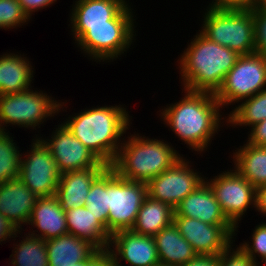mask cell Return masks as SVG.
Listing matches in <instances>:
<instances>
[{
	"mask_svg": "<svg viewBox=\"0 0 266 266\" xmlns=\"http://www.w3.org/2000/svg\"><path fill=\"white\" fill-rule=\"evenodd\" d=\"M75 266H84V261H81V262L75 264Z\"/></svg>",
	"mask_w": 266,
	"mask_h": 266,
	"instance_id": "43",
	"label": "cell"
},
{
	"mask_svg": "<svg viewBox=\"0 0 266 266\" xmlns=\"http://www.w3.org/2000/svg\"><path fill=\"white\" fill-rule=\"evenodd\" d=\"M65 215L69 234L87 240L98 250H108L111 235L85 206L71 208Z\"/></svg>",
	"mask_w": 266,
	"mask_h": 266,
	"instance_id": "22",
	"label": "cell"
},
{
	"mask_svg": "<svg viewBox=\"0 0 266 266\" xmlns=\"http://www.w3.org/2000/svg\"><path fill=\"white\" fill-rule=\"evenodd\" d=\"M266 88V57L258 53L240 55L215 94L221 107L239 103Z\"/></svg>",
	"mask_w": 266,
	"mask_h": 266,
	"instance_id": "8",
	"label": "cell"
},
{
	"mask_svg": "<svg viewBox=\"0 0 266 266\" xmlns=\"http://www.w3.org/2000/svg\"><path fill=\"white\" fill-rule=\"evenodd\" d=\"M107 251L116 266H122L119 262L121 260H125L130 266H154L160 263L154 236L140 235L132 230L112 234Z\"/></svg>",
	"mask_w": 266,
	"mask_h": 266,
	"instance_id": "15",
	"label": "cell"
},
{
	"mask_svg": "<svg viewBox=\"0 0 266 266\" xmlns=\"http://www.w3.org/2000/svg\"><path fill=\"white\" fill-rule=\"evenodd\" d=\"M250 130L247 142L255 146L266 147V119L253 125Z\"/></svg>",
	"mask_w": 266,
	"mask_h": 266,
	"instance_id": "35",
	"label": "cell"
},
{
	"mask_svg": "<svg viewBox=\"0 0 266 266\" xmlns=\"http://www.w3.org/2000/svg\"><path fill=\"white\" fill-rule=\"evenodd\" d=\"M252 243L244 242L240 246L247 252L257 266L261 264L256 257L266 258V223L262 222L255 227L252 233ZM252 244V245H251ZM257 255V256H256ZM257 259V260H256ZM258 262V263H257Z\"/></svg>",
	"mask_w": 266,
	"mask_h": 266,
	"instance_id": "32",
	"label": "cell"
},
{
	"mask_svg": "<svg viewBox=\"0 0 266 266\" xmlns=\"http://www.w3.org/2000/svg\"><path fill=\"white\" fill-rule=\"evenodd\" d=\"M133 17L131 6L128 4L109 21V25L71 26L73 40L90 59L96 62L113 61L124 54L135 40Z\"/></svg>",
	"mask_w": 266,
	"mask_h": 266,
	"instance_id": "5",
	"label": "cell"
},
{
	"mask_svg": "<svg viewBox=\"0 0 266 266\" xmlns=\"http://www.w3.org/2000/svg\"><path fill=\"white\" fill-rule=\"evenodd\" d=\"M232 244L219 254V266H257L241 246L233 249Z\"/></svg>",
	"mask_w": 266,
	"mask_h": 266,
	"instance_id": "34",
	"label": "cell"
},
{
	"mask_svg": "<svg viewBox=\"0 0 266 266\" xmlns=\"http://www.w3.org/2000/svg\"><path fill=\"white\" fill-rule=\"evenodd\" d=\"M64 103L33 89L0 95V131L6 132L9 125L36 130V126L44 123L45 119L61 112Z\"/></svg>",
	"mask_w": 266,
	"mask_h": 266,
	"instance_id": "7",
	"label": "cell"
},
{
	"mask_svg": "<svg viewBox=\"0 0 266 266\" xmlns=\"http://www.w3.org/2000/svg\"><path fill=\"white\" fill-rule=\"evenodd\" d=\"M28 224L38 229L29 234L45 241L68 233L65 211L55 196L37 199Z\"/></svg>",
	"mask_w": 266,
	"mask_h": 266,
	"instance_id": "19",
	"label": "cell"
},
{
	"mask_svg": "<svg viewBox=\"0 0 266 266\" xmlns=\"http://www.w3.org/2000/svg\"><path fill=\"white\" fill-rule=\"evenodd\" d=\"M206 182L226 218L236 228L250 205L256 208V188L235 169L224 171Z\"/></svg>",
	"mask_w": 266,
	"mask_h": 266,
	"instance_id": "11",
	"label": "cell"
},
{
	"mask_svg": "<svg viewBox=\"0 0 266 266\" xmlns=\"http://www.w3.org/2000/svg\"><path fill=\"white\" fill-rule=\"evenodd\" d=\"M154 266H168V265H166V264H162V263H159V264H156V265H154Z\"/></svg>",
	"mask_w": 266,
	"mask_h": 266,
	"instance_id": "44",
	"label": "cell"
},
{
	"mask_svg": "<svg viewBox=\"0 0 266 266\" xmlns=\"http://www.w3.org/2000/svg\"><path fill=\"white\" fill-rule=\"evenodd\" d=\"M233 154L234 169L239 174L256 189L266 185V147L246 142Z\"/></svg>",
	"mask_w": 266,
	"mask_h": 266,
	"instance_id": "25",
	"label": "cell"
},
{
	"mask_svg": "<svg viewBox=\"0 0 266 266\" xmlns=\"http://www.w3.org/2000/svg\"><path fill=\"white\" fill-rule=\"evenodd\" d=\"M30 151L21 156L19 177L38 197H52L59 185L60 172L50 149L37 137ZM29 151V152H28Z\"/></svg>",
	"mask_w": 266,
	"mask_h": 266,
	"instance_id": "10",
	"label": "cell"
},
{
	"mask_svg": "<svg viewBox=\"0 0 266 266\" xmlns=\"http://www.w3.org/2000/svg\"><path fill=\"white\" fill-rule=\"evenodd\" d=\"M20 232L21 231L18 230L13 225V223H11L5 216L0 213V243L8 240L9 238L18 237L17 233L20 234Z\"/></svg>",
	"mask_w": 266,
	"mask_h": 266,
	"instance_id": "38",
	"label": "cell"
},
{
	"mask_svg": "<svg viewBox=\"0 0 266 266\" xmlns=\"http://www.w3.org/2000/svg\"><path fill=\"white\" fill-rule=\"evenodd\" d=\"M258 212L266 216V185L256 189V208Z\"/></svg>",
	"mask_w": 266,
	"mask_h": 266,
	"instance_id": "41",
	"label": "cell"
},
{
	"mask_svg": "<svg viewBox=\"0 0 266 266\" xmlns=\"http://www.w3.org/2000/svg\"><path fill=\"white\" fill-rule=\"evenodd\" d=\"M23 12L31 19L33 12L49 7L57 0H18Z\"/></svg>",
	"mask_w": 266,
	"mask_h": 266,
	"instance_id": "37",
	"label": "cell"
},
{
	"mask_svg": "<svg viewBox=\"0 0 266 266\" xmlns=\"http://www.w3.org/2000/svg\"><path fill=\"white\" fill-rule=\"evenodd\" d=\"M49 266H75L89 259L98 249L72 234H65L46 241Z\"/></svg>",
	"mask_w": 266,
	"mask_h": 266,
	"instance_id": "21",
	"label": "cell"
},
{
	"mask_svg": "<svg viewBox=\"0 0 266 266\" xmlns=\"http://www.w3.org/2000/svg\"><path fill=\"white\" fill-rule=\"evenodd\" d=\"M121 106L119 104L85 108L63 122L67 129L107 166L113 164L123 142L120 138L131 123L126 108Z\"/></svg>",
	"mask_w": 266,
	"mask_h": 266,
	"instance_id": "2",
	"label": "cell"
},
{
	"mask_svg": "<svg viewBox=\"0 0 266 266\" xmlns=\"http://www.w3.org/2000/svg\"><path fill=\"white\" fill-rule=\"evenodd\" d=\"M173 222L197 255H219L235 242L232 239L238 231L233 224L211 225L183 216H174Z\"/></svg>",
	"mask_w": 266,
	"mask_h": 266,
	"instance_id": "13",
	"label": "cell"
},
{
	"mask_svg": "<svg viewBox=\"0 0 266 266\" xmlns=\"http://www.w3.org/2000/svg\"><path fill=\"white\" fill-rule=\"evenodd\" d=\"M108 232L131 230L147 194V184L120 177L108 166Z\"/></svg>",
	"mask_w": 266,
	"mask_h": 266,
	"instance_id": "9",
	"label": "cell"
},
{
	"mask_svg": "<svg viewBox=\"0 0 266 266\" xmlns=\"http://www.w3.org/2000/svg\"><path fill=\"white\" fill-rule=\"evenodd\" d=\"M30 19L23 12L18 0H0V29H13L28 23Z\"/></svg>",
	"mask_w": 266,
	"mask_h": 266,
	"instance_id": "31",
	"label": "cell"
},
{
	"mask_svg": "<svg viewBox=\"0 0 266 266\" xmlns=\"http://www.w3.org/2000/svg\"><path fill=\"white\" fill-rule=\"evenodd\" d=\"M24 239L16 243L12 250V266H49L46 241L31 234H25ZM10 265V266H11Z\"/></svg>",
	"mask_w": 266,
	"mask_h": 266,
	"instance_id": "28",
	"label": "cell"
},
{
	"mask_svg": "<svg viewBox=\"0 0 266 266\" xmlns=\"http://www.w3.org/2000/svg\"><path fill=\"white\" fill-rule=\"evenodd\" d=\"M38 198L20 178L0 183V213L18 230L28 224Z\"/></svg>",
	"mask_w": 266,
	"mask_h": 266,
	"instance_id": "16",
	"label": "cell"
},
{
	"mask_svg": "<svg viewBox=\"0 0 266 266\" xmlns=\"http://www.w3.org/2000/svg\"><path fill=\"white\" fill-rule=\"evenodd\" d=\"M202 30L205 37L239 55L254 53L251 7H207Z\"/></svg>",
	"mask_w": 266,
	"mask_h": 266,
	"instance_id": "6",
	"label": "cell"
},
{
	"mask_svg": "<svg viewBox=\"0 0 266 266\" xmlns=\"http://www.w3.org/2000/svg\"><path fill=\"white\" fill-rule=\"evenodd\" d=\"M106 168L90 167L60 175L55 197L64 211L84 206L91 184Z\"/></svg>",
	"mask_w": 266,
	"mask_h": 266,
	"instance_id": "18",
	"label": "cell"
},
{
	"mask_svg": "<svg viewBox=\"0 0 266 266\" xmlns=\"http://www.w3.org/2000/svg\"><path fill=\"white\" fill-rule=\"evenodd\" d=\"M160 263L168 266H181L197 254L180 234L178 227L171 223L154 236Z\"/></svg>",
	"mask_w": 266,
	"mask_h": 266,
	"instance_id": "24",
	"label": "cell"
},
{
	"mask_svg": "<svg viewBox=\"0 0 266 266\" xmlns=\"http://www.w3.org/2000/svg\"><path fill=\"white\" fill-rule=\"evenodd\" d=\"M192 40L178 59L182 88L216 94L240 55L211 41L201 32Z\"/></svg>",
	"mask_w": 266,
	"mask_h": 266,
	"instance_id": "3",
	"label": "cell"
},
{
	"mask_svg": "<svg viewBox=\"0 0 266 266\" xmlns=\"http://www.w3.org/2000/svg\"><path fill=\"white\" fill-rule=\"evenodd\" d=\"M183 90L184 97L160 110L159 116L190 150L201 153L208 149L211 138L222 127L221 120L226 118H221L222 107L215 94Z\"/></svg>",
	"mask_w": 266,
	"mask_h": 266,
	"instance_id": "1",
	"label": "cell"
},
{
	"mask_svg": "<svg viewBox=\"0 0 266 266\" xmlns=\"http://www.w3.org/2000/svg\"><path fill=\"white\" fill-rule=\"evenodd\" d=\"M189 160L181 157L170 168L152 178L147 183V194L155 200L175 209L178 204L205 181Z\"/></svg>",
	"mask_w": 266,
	"mask_h": 266,
	"instance_id": "12",
	"label": "cell"
},
{
	"mask_svg": "<svg viewBox=\"0 0 266 266\" xmlns=\"http://www.w3.org/2000/svg\"><path fill=\"white\" fill-rule=\"evenodd\" d=\"M206 179L178 204L174 209V216L199 219L211 225L232 224L226 218Z\"/></svg>",
	"mask_w": 266,
	"mask_h": 266,
	"instance_id": "17",
	"label": "cell"
},
{
	"mask_svg": "<svg viewBox=\"0 0 266 266\" xmlns=\"http://www.w3.org/2000/svg\"><path fill=\"white\" fill-rule=\"evenodd\" d=\"M243 101L226 117L228 125L252 127L266 119V88Z\"/></svg>",
	"mask_w": 266,
	"mask_h": 266,
	"instance_id": "27",
	"label": "cell"
},
{
	"mask_svg": "<svg viewBox=\"0 0 266 266\" xmlns=\"http://www.w3.org/2000/svg\"><path fill=\"white\" fill-rule=\"evenodd\" d=\"M127 5L126 0H76L69 22L71 26L109 25Z\"/></svg>",
	"mask_w": 266,
	"mask_h": 266,
	"instance_id": "20",
	"label": "cell"
},
{
	"mask_svg": "<svg viewBox=\"0 0 266 266\" xmlns=\"http://www.w3.org/2000/svg\"><path fill=\"white\" fill-rule=\"evenodd\" d=\"M181 266H219V255H196Z\"/></svg>",
	"mask_w": 266,
	"mask_h": 266,
	"instance_id": "39",
	"label": "cell"
},
{
	"mask_svg": "<svg viewBox=\"0 0 266 266\" xmlns=\"http://www.w3.org/2000/svg\"><path fill=\"white\" fill-rule=\"evenodd\" d=\"M261 263H264V265H266V258H264L263 260H261Z\"/></svg>",
	"mask_w": 266,
	"mask_h": 266,
	"instance_id": "45",
	"label": "cell"
},
{
	"mask_svg": "<svg viewBox=\"0 0 266 266\" xmlns=\"http://www.w3.org/2000/svg\"><path fill=\"white\" fill-rule=\"evenodd\" d=\"M84 266H116V264L108 251L97 250L84 261Z\"/></svg>",
	"mask_w": 266,
	"mask_h": 266,
	"instance_id": "36",
	"label": "cell"
},
{
	"mask_svg": "<svg viewBox=\"0 0 266 266\" xmlns=\"http://www.w3.org/2000/svg\"><path fill=\"white\" fill-rule=\"evenodd\" d=\"M110 166L120 177L148 183L170 168L182 156L164 140L150 139L139 134L127 137Z\"/></svg>",
	"mask_w": 266,
	"mask_h": 266,
	"instance_id": "4",
	"label": "cell"
},
{
	"mask_svg": "<svg viewBox=\"0 0 266 266\" xmlns=\"http://www.w3.org/2000/svg\"><path fill=\"white\" fill-rule=\"evenodd\" d=\"M33 66L27 57L5 53L0 56V95L29 90L33 78Z\"/></svg>",
	"mask_w": 266,
	"mask_h": 266,
	"instance_id": "23",
	"label": "cell"
},
{
	"mask_svg": "<svg viewBox=\"0 0 266 266\" xmlns=\"http://www.w3.org/2000/svg\"><path fill=\"white\" fill-rule=\"evenodd\" d=\"M253 0H212L208 7H251Z\"/></svg>",
	"mask_w": 266,
	"mask_h": 266,
	"instance_id": "40",
	"label": "cell"
},
{
	"mask_svg": "<svg viewBox=\"0 0 266 266\" xmlns=\"http://www.w3.org/2000/svg\"><path fill=\"white\" fill-rule=\"evenodd\" d=\"M84 206L108 231V167L91 184Z\"/></svg>",
	"mask_w": 266,
	"mask_h": 266,
	"instance_id": "29",
	"label": "cell"
},
{
	"mask_svg": "<svg viewBox=\"0 0 266 266\" xmlns=\"http://www.w3.org/2000/svg\"><path fill=\"white\" fill-rule=\"evenodd\" d=\"M54 131L50 139L41 137L40 139L50 149L60 174L90 167H108L86 148L63 123L58 125Z\"/></svg>",
	"mask_w": 266,
	"mask_h": 266,
	"instance_id": "14",
	"label": "cell"
},
{
	"mask_svg": "<svg viewBox=\"0 0 266 266\" xmlns=\"http://www.w3.org/2000/svg\"><path fill=\"white\" fill-rule=\"evenodd\" d=\"M255 53L266 57V10L252 9Z\"/></svg>",
	"mask_w": 266,
	"mask_h": 266,
	"instance_id": "33",
	"label": "cell"
},
{
	"mask_svg": "<svg viewBox=\"0 0 266 266\" xmlns=\"http://www.w3.org/2000/svg\"><path fill=\"white\" fill-rule=\"evenodd\" d=\"M174 213L175 210L170 205L147 195L131 230L140 235L155 236L173 223Z\"/></svg>",
	"mask_w": 266,
	"mask_h": 266,
	"instance_id": "26",
	"label": "cell"
},
{
	"mask_svg": "<svg viewBox=\"0 0 266 266\" xmlns=\"http://www.w3.org/2000/svg\"><path fill=\"white\" fill-rule=\"evenodd\" d=\"M251 8L266 10V0H253Z\"/></svg>",
	"mask_w": 266,
	"mask_h": 266,
	"instance_id": "42",
	"label": "cell"
},
{
	"mask_svg": "<svg viewBox=\"0 0 266 266\" xmlns=\"http://www.w3.org/2000/svg\"><path fill=\"white\" fill-rule=\"evenodd\" d=\"M0 131V183L19 177L21 156L14 139Z\"/></svg>",
	"mask_w": 266,
	"mask_h": 266,
	"instance_id": "30",
	"label": "cell"
}]
</instances>
